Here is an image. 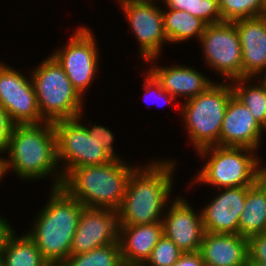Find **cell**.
I'll return each instance as SVG.
<instances>
[{
    "label": "cell",
    "mask_w": 266,
    "mask_h": 266,
    "mask_svg": "<svg viewBox=\"0 0 266 266\" xmlns=\"http://www.w3.org/2000/svg\"><path fill=\"white\" fill-rule=\"evenodd\" d=\"M162 158L138 165L131 173L123 203L118 210L119 225H145L162 222L172 197L174 172L178 161Z\"/></svg>",
    "instance_id": "6da1fadb"
},
{
    "label": "cell",
    "mask_w": 266,
    "mask_h": 266,
    "mask_svg": "<svg viewBox=\"0 0 266 266\" xmlns=\"http://www.w3.org/2000/svg\"><path fill=\"white\" fill-rule=\"evenodd\" d=\"M6 153L7 173L12 171L28 182L51 177L50 189L61 186L63 176L57 166L56 132L52 122L16 124Z\"/></svg>",
    "instance_id": "7a4b0ae2"
},
{
    "label": "cell",
    "mask_w": 266,
    "mask_h": 266,
    "mask_svg": "<svg viewBox=\"0 0 266 266\" xmlns=\"http://www.w3.org/2000/svg\"><path fill=\"white\" fill-rule=\"evenodd\" d=\"M49 191L47 202L26 233L36 243L43 258L51 266H59L70 256L73 236L85 206L61 187Z\"/></svg>",
    "instance_id": "3957f363"
},
{
    "label": "cell",
    "mask_w": 266,
    "mask_h": 266,
    "mask_svg": "<svg viewBox=\"0 0 266 266\" xmlns=\"http://www.w3.org/2000/svg\"><path fill=\"white\" fill-rule=\"evenodd\" d=\"M129 162L114 159L102 165L73 168L63 177L60 187L86 208L118 211L128 179L139 165Z\"/></svg>",
    "instance_id": "277c9868"
},
{
    "label": "cell",
    "mask_w": 266,
    "mask_h": 266,
    "mask_svg": "<svg viewBox=\"0 0 266 266\" xmlns=\"http://www.w3.org/2000/svg\"><path fill=\"white\" fill-rule=\"evenodd\" d=\"M257 152L247 147L219 145L201 149L197 154L205 163L191 178L189 188L194 184L209 185L215 190L254 185L263 162Z\"/></svg>",
    "instance_id": "5b68a950"
},
{
    "label": "cell",
    "mask_w": 266,
    "mask_h": 266,
    "mask_svg": "<svg viewBox=\"0 0 266 266\" xmlns=\"http://www.w3.org/2000/svg\"><path fill=\"white\" fill-rule=\"evenodd\" d=\"M234 95L230 82L212 83L203 93L180 106L182 124L197 153L201 149L220 146V132L230 98ZM184 122V123H183Z\"/></svg>",
    "instance_id": "8992f818"
},
{
    "label": "cell",
    "mask_w": 266,
    "mask_h": 266,
    "mask_svg": "<svg viewBox=\"0 0 266 266\" xmlns=\"http://www.w3.org/2000/svg\"><path fill=\"white\" fill-rule=\"evenodd\" d=\"M28 73L42 118L47 122L74 119L84 111V101L58 62L48 55Z\"/></svg>",
    "instance_id": "52a82bcc"
},
{
    "label": "cell",
    "mask_w": 266,
    "mask_h": 266,
    "mask_svg": "<svg viewBox=\"0 0 266 266\" xmlns=\"http://www.w3.org/2000/svg\"><path fill=\"white\" fill-rule=\"evenodd\" d=\"M82 115L84 116V111L77 118L53 123L57 161L63 177L73 168L102 165L114 160L104 150V145L89 133Z\"/></svg>",
    "instance_id": "ba28073f"
},
{
    "label": "cell",
    "mask_w": 266,
    "mask_h": 266,
    "mask_svg": "<svg viewBox=\"0 0 266 266\" xmlns=\"http://www.w3.org/2000/svg\"><path fill=\"white\" fill-rule=\"evenodd\" d=\"M64 46L59 47L50 55L65 71L72 86L84 98L85 92L91 87L98 75L100 51L97 38L88 26L77 27Z\"/></svg>",
    "instance_id": "9c48e42d"
},
{
    "label": "cell",
    "mask_w": 266,
    "mask_h": 266,
    "mask_svg": "<svg viewBox=\"0 0 266 266\" xmlns=\"http://www.w3.org/2000/svg\"><path fill=\"white\" fill-rule=\"evenodd\" d=\"M198 43L204 64L220 74L224 82L242 78L241 44L233 22L207 25Z\"/></svg>",
    "instance_id": "30bf717a"
},
{
    "label": "cell",
    "mask_w": 266,
    "mask_h": 266,
    "mask_svg": "<svg viewBox=\"0 0 266 266\" xmlns=\"http://www.w3.org/2000/svg\"><path fill=\"white\" fill-rule=\"evenodd\" d=\"M129 24L131 34L138 42V56L143 62L162 56L165 44H168L163 28L162 6L159 0H115Z\"/></svg>",
    "instance_id": "8fae6325"
},
{
    "label": "cell",
    "mask_w": 266,
    "mask_h": 266,
    "mask_svg": "<svg viewBox=\"0 0 266 266\" xmlns=\"http://www.w3.org/2000/svg\"><path fill=\"white\" fill-rule=\"evenodd\" d=\"M19 71L0 61V106L15 124L45 122L39 112L31 75Z\"/></svg>",
    "instance_id": "7c38bea8"
},
{
    "label": "cell",
    "mask_w": 266,
    "mask_h": 266,
    "mask_svg": "<svg viewBox=\"0 0 266 266\" xmlns=\"http://www.w3.org/2000/svg\"><path fill=\"white\" fill-rule=\"evenodd\" d=\"M174 198L163 216V234L183 253L200 251L205 234L201 210H195L184 196Z\"/></svg>",
    "instance_id": "4fadbf2b"
},
{
    "label": "cell",
    "mask_w": 266,
    "mask_h": 266,
    "mask_svg": "<svg viewBox=\"0 0 266 266\" xmlns=\"http://www.w3.org/2000/svg\"><path fill=\"white\" fill-rule=\"evenodd\" d=\"M118 211L112 209L84 208L73 236L70 255L89 252L118 242Z\"/></svg>",
    "instance_id": "5bb4252c"
},
{
    "label": "cell",
    "mask_w": 266,
    "mask_h": 266,
    "mask_svg": "<svg viewBox=\"0 0 266 266\" xmlns=\"http://www.w3.org/2000/svg\"><path fill=\"white\" fill-rule=\"evenodd\" d=\"M249 187L217 189V195L200 209L205 232L238 234L239 218Z\"/></svg>",
    "instance_id": "9a60e30c"
},
{
    "label": "cell",
    "mask_w": 266,
    "mask_h": 266,
    "mask_svg": "<svg viewBox=\"0 0 266 266\" xmlns=\"http://www.w3.org/2000/svg\"><path fill=\"white\" fill-rule=\"evenodd\" d=\"M158 60L159 57L147 60L146 63L149 64L147 70L176 100L181 97L185 98V101L194 98L215 82L208 78L206 73L202 74L190 65L182 63L174 66L170 64L160 66L156 64Z\"/></svg>",
    "instance_id": "2e32d148"
},
{
    "label": "cell",
    "mask_w": 266,
    "mask_h": 266,
    "mask_svg": "<svg viewBox=\"0 0 266 266\" xmlns=\"http://www.w3.org/2000/svg\"><path fill=\"white\" fill-rule=\"evenodd\" d=\"M261 125L234 95L230 98L220 132V146L259 150Z\"/></svg>",
    "instance_id": "e0dca14e"
},
{
    "label": "cell",
    "mask_w": 266,
    "mask_h": 266,
    "mask_svg": "<svg viewBox=\"0 0 266 266\" xmlns=\"http://www.w3.org/2000/svg\"><path fill=\"white\" fill-rule=\"evenodd\" d=\"M242 54V78L254 77L266 69V15L233 22Z\"/></svg>",
    "instance_id": "ac0fdd59"
},
{
    "label": "cell",
    "mask_w": 266,
    "mask_h": 266,
    "mask_svg": "<svg viewBox=\"0 0 266 266\" xmlns=\"http://www.w3.org/2000/svg\"><path fill=\"white\" fill-rule=\"evenodd\" d=\"M163 236L162 222L119 225L118 242L125 266H143Z\"/></svg>",
    "instance_id": "d6986e66"
},
{
    "label": "cell",
    "mask_w": 266,
    "mask_h": 266,
    "mask_svg": "<svg viewBox=\"0 0 266 266\" xmlns=\"http://www.w3.org/2000/svg\"><path fill=\"white\" fill-rule=\"evenodd\" d=\"M200 253L205 266H245L248 239L239 234L205 232Z\"/></svg>",
    "instance_id": "ffe728a7"
},
{
    "label": "cell",
    "mask_w": 266,
    "mask_h": 266,
    "mask_svg": "<svg viewBox=\"0 0 266 266\" xmlns=\"http://www.w3.org/2000/svg\"><path fill=\"white\" fill-rule=\"evenodd\" d=\"M163 28L169 44L184 43L196 38L199 42L207 23L183 10L162 9Z\"/></svg>",
    "instance_id": "44dd1931"
},
{
    "label": "cell",
    "mask_w": 266,
    "mask_h": 266,
    "mask_svg": "<svg viewBox=\"0 0 266 266\" xmlns=\"http://www.w3.org/2000/svg\"><path fill=\"white\" fill-rule=\"evenodd\" d=\"M266 233V193L256 182L247 191L238 225V234L249 238Z\"/></svg>",
    "instance_id": "7402d4cb"
},
{
    "label": "cell",
    "mask_w": 266,
    "mask_h": 266,
    "mask_svg": "<svg viewBox=\"0 0 266 266\" xmlns=\"http://www.w3.org/2000/svg\"><path fill=\"white\" fill-rule=\"evenodd\" d=\"M16 233L9 238L0 256L1 266H51L27 233Z\"/></svg>",
    "instance_id": "603a6c76"
},
{
    "label": "cell",
    "mask_w": 266,
    "mask_h": 266,
    "mask_svg": "<svg viewBox=\"0 0 266 266\" xmlns=\"http://www.w3.org/2000/svg\"><path fill=\"white\" fill-rule=\"evenodd\" d=\"M254 81L252 77H245L230 83L234 96L249 109L256 121L262 125L266 121V93L258 82Z\"/></svg>",
    "instance_id": "cb8c5ba5"
},
{
    "label": "cell",
    "mask_w": 266,
    "mask_h": 266,
    "mask_svg": "<svg viewBox=\"0 0 266 266\" xmlns=\"http://www.w3.org/2000/svg\"><path fill=\"white\" fill-rule=\"evenodd\" d=\"M59 266H125L119 242L92 249L89 252L70 255Z\"/></svg>",
    "instance_id": "d4e9b609"
},
{
    "label": "cell",
    "mask_w": 266,
    "mask_h": 266,
    "mask_svg": "<svg viewBox=\"0 0 266 266\" xmlns=\"http://www.w3.org/2000/svg\"><path fill=\"white\" fill-rule=\"evenodd\" d=\"M162 9L183 10L206 22L208 25L222 22L219 0H159Z\"/></svg>",
    "instance_id": "484cf974"
},
{
    "label": "cell",
    "mask_w": 266,
    "mask_h": 266,
    "mask_svg": "<svg viewBox=\"0 0 266 266\" xmlns=\"http://www.w3.org/2000/svg\"><path fill=\"white\" fill-rule=\"evenodd\" d=\"M222 22L266 15V0H219Z\"/></svg>",
    "instance_id": "4316f807"
},
{
    "label": "cell",
    "mask_w": 266,
    "mask_h": 266,
    "mask_svg": "<svg viewBox=\"0 0 266 266\" xmlns=\"http://www.w3.org/2000/svg\"><path fill=\"white\" fill-rule=\"evenodd\" d=\"M182 254L178 246L163 234L143 266H173Z\"/></svg>",
    "instance_id": "83f0119b"
},
{
    "label": "cell",
    "mask_w": 266,
    "mask_h": 266,
    "mask_svg": "<svg viewBox=\"0 0 266 266\" xmlns=\"http://www.w3.org/2000/svg\"><path fill=\"white\" fill-rule=\"evenodd\" d=\"M146 72H141L145 76L143 84V93L144 97H149L148 95L156 97V101L158 104L159 101H163V104H172L177 101L173 96H171L165 89L162 88L161 84L156 80V78L146 69ZM145 73V74H144ZM153 97V99H154ZM145 98V99H146ZM150 99V98H149ZM148 100V98H147ZM151 101V100H150ZM155 101V100H154ZM174 101V102H173ZM147 103V101H145ZM154 104V103H152ZM159 105V104H158Z\"/></svg>",
    "instance_id": "f1b7e54d"
},
{
    "label": "cell",
    "mask_w": 266,
    "mask_h": 266,
    "mask_svg": "<svg viewBox=\"0 0 266 266\" xmlns=\"http://www.w3.org/2000/svg\"><path fill=\"white\" fill-rule=\"evenodd\" d=\"M86 128L89 133L97 138L100 144L104 145V150L113 158L117 160H124L122 157L117 155L118 153L115 151L113 143L115 141V136L113 132L103 125H97L96 123L87 122ZM90 124V126H89Z\"/></svg>",
    "instance_id": "f546056e"
},
{
    "label": "cell",
    "mask_w": 266,
    "mask_h": 266,
    "mask_svg": "<svg viewBox=\"0 0 266 266\" xmlns=\"http://www.w3.org/2000/svg\"><path fill=\"white\" fill-rule=\"evenodd\" d=\"M248 257L253 261L266 263V233L248 238Z\"/></svg>",
    "instance_id": "4dcf8cb0"
},
{
    "label": "cell",
    "mask_w": 266,
    "mask_h": 266,
    "mask_svg": "<svg viewBox=\"0 0 266 266\" xmlns=\"http://www.w3.org/2000/svg\"><path fill=\"white\" fill-rule=\"evenodd\" d=\"M15 125L9 113L0 106V150L5 152V154Z\"/></svg>",
    "instance_id": "1f68e13d"
},
{
    "label": "cell",
    "mask_w": 266,
    "mask_h": 266,
    "mask_svg": "<svg viewBox=\"0 0 266 266\" xmlns=\"http://www.w3.org/2000/svg\"><path fill=\"white\" fill-rule=\"evenodd\" d=\"M8 218L0 216V256L6 248L9 238L16 232L15 228L11 226Z\"/></svg>",
    "instance_id": "d6a6232c"
},
{
    "label": "cell",
    "mask_w": 266,
    "mask_h": 266,
    "mask_svg": "<svg viewBox=\"0 0 266 266\" xmlns=\"http://www.w3.org/2000/svg\"><path fill=\"white\" fill-rule=\"evenodd\" d=\"M173 266H205L200 251L183 253Z\"/></svg>",
    "instance_id": "836d02e7"
},
{
    "label": "cell",
    "mask_w": 266,
    "mask_h": 266,
    "mask_svg": "<svg viewBox=\"0 0 266 266\" xmlns=\"http://www.w3.org/2000/svg\"><path fill=\"white\" fill-rule=\"evenodd\" d=\"M257 183L264 189L266 193V166L261 163V166L257 175Z\"/></svg>",
    "instance_id": "e575fe53"
},
{
    "label": "cell",
    "mask_w": 266,
    "mask_h": 266,
    "mask_svg": "<svg viewBox=\"0 0 266 266\" xmlns=\"http://www.w3.org/2000/svg\"><path fill=\"white\" fill-rule=\"evenodd\" d=\"M260 77V78H259ZM253 79L263 88L266 93V69L257 73Z\"/></svg>",
    "instance_id": "d590c367"
},
{
    "label": "cell",
    "mask_w": 266,
    "mask_h": 266,
    "mask_svg": "<svg viewBox=\"0 0 266 266\" xmlns=\"http://www.w3.org/2000/svg\"><path fill=\"white\" fill-rule=\"evenodd\" d=\"M5 152L0 150V182L2 181V179H5L3 177H5L7 174L6 171V157H4ZM2 154V155H1Z\"/></svg>",
    "instance_id": "8d00e7d4"
},
{
    "label": "cell",
    "mask_w": 266,
    "mask_h": 266,
    "mask_svg": "<svg viewBox=\"0 0 266 266\" xmlns=\"http://www.w3.org/2000/svg\"><path fill=\"white\" fill-rule=\"evenodd\" d=\"M245 266H266V263L253 261L248 257Z\"/></svg>",
    "instance_id": "74e56055"
},
{
    "label": "cell",
    "mask_w": 266,
    "mask_h": 266,
    "mask_svg": "<svg viewBox=\"0 0 266 266\" xmlns=\"http://www.w3.org/2000/svg\"><path fill=\"white\" fill-rule=\"evenodd\" d=\"M265 132H266V121L261 125L260 144H262L261 142H263V138L262 137L266 134Z\"/></svg>",
    "instance_id": "f35d334b"
}]
</instances>
